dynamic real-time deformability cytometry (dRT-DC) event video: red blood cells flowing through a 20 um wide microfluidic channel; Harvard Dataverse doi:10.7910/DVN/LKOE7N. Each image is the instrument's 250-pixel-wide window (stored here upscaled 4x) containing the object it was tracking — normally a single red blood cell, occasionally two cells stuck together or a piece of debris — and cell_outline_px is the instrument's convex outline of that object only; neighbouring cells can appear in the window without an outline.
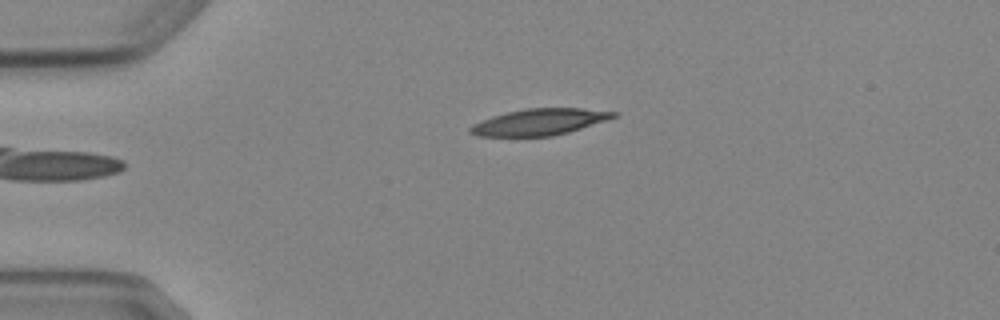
{"species": "Egyptian fruit bat (a non-hibernating species)", "species_latin": "Rousettus aegyptiacus", "temperature_condition": "cold", "stored_images_in_passage": 6, "camera_frame_rate_fps": 3000, "um_per_image_px": 0.085, "animal": {"sex": "female"}, "frame": {"image": 1, "passage_image": 6, "time_ms": 6.0, "image_size_px": [1000, 320], "cell_outline_px": [[616, 116], [608, 120], [568, 132], [552, 136], [476, 136], [468, 132], [468, 128], [472, 124], [492, 116], [524, 108], [580, 108], [616, 112]], "centroid_in_image_um": [45.81, 10.37], "position_along_channel_um": 39.2, "area_um2": 21.96}}